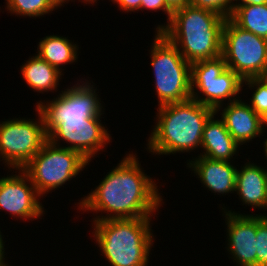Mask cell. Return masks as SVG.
<instances>
[{"instance_id":"cell-1","label":"cell","mask_w":267,"mask_h":266,"mask_svg":"<svg viewBox=\"0 0 267 266\" xmlns=\"http://www.w3.org/2000/svg\"><path fill=\"white\" fill-rule=\"evenodd\" d=\"M135 152L127 151L99 184L94 185V189L74 202V208L77 207L78 211L76 213H92L94 217L90 222L141 217L159 219V209L165 205L164 194L160 189L165 185L159 183V178L156 181L154 176L145 173L139 155Z\"/></svg>"},{"instance_id":"cell-2","label":"cell","mask_w":267,"mask_h":266,"mask_svg":"<svg viewBox=\"0 0 267 266\" xmlns=\"http://www.w3.org/2000/svg\"><path fill=\"white\" fill-rule=\"evenodd\" d=\"M154 109L157 115H154L155 124L146 138L145 151L154 158L177 153L192 155L185 163L196 157L201 149L205 123L215 110L192 98Z\"/></svg>"},{"instance_id":"cell-3","label":"cell","mask_w":267,"mask_h":266,"mask_svg":"<svg viewBox=\"0 0 267 266\" xmlns=\"http://www.w3.org/2000/svg\"><path fill=\"white\" fill-rule=\"evenodd\" d=\"M152 218L155 219L141 217L92 222L90 239L93 237L100 259L104 258L109 266H148L156 243Z\"/></svg>"},{"instance_id":"cell-4","label":"cell","mask_w":267,"mask_h":266,"mask_svg":"<svg viewBox=\"0 0 267 266\" xmlns=\"http://www.w3.org/2000/svg\"><path fill=\"white\" fill-rule=\"evenodd\" d=\"M226 18L192 5L173 11L170 22L160 31L190 64L221 56Z\"/></svg>"},{"instance_id":"cell-5","label":"cell","mask_w":267,"mask_h":266,"mask_svg":"<svg viewBox=\"0 0 267 266\" xmlns=\"http://www.w3.org/2000/svg\"><path fill=\"white\" fill-rule=\"evenodd\" d=\"M149 58L157 107L191 98V64L161 32H154Z\"/></svg>"},{"instance_id":"cell-6","label":"cell","mask_w":267,"mask_h":266,"mask_svg":"<svg viewBox=\"0 0 267 266\" xmlns=\"http://www.w3.org/2000/svg\"><path fill=\"white\" fill-rule=\"evenodd\" d=\"M89 76L77 77L76 81L65 85L66 88L53 99L36 101L35 106L42 114L47 135L65 121H84L85 119H104L105 102L97 89V84ZM72 84V85H71ZM98 91V92H97ZM101 97V98H100ZM48 99V100H47ZM102 100V101H101Z\"/></svg>"},{"instance_id":"cell-7","label":"cell","mask_w":267,"mask_h":266,"mask_svg":"<svg viewBox=\"0 0 267 266\" xmlns=\"http://www.w3.org/2000/svg\"><path fill=\"white\" fill-rule=\"evenodd\" d=\"M88 161L80 152L61 147L47 140L42 149L22 168L30 177L39 195L45 200L48 194L64 188L78 178ZM72 180V181H71Z\"/></svg>"},{"instance_id":"cell-8","label":"cell","mask_w":267,"mask_h":266,"mask_svg":"<svg viewBox=\"0 0 267 266\" xmlns=\"http://www.w3.org/2000/svg\"><path fill=\"white\" fill-rule=\"evenodd\" d=\"M36 117H11L0 121V162L3 169H22L48 140L44 120L35 107Z\"/></svg>"},{"instance_id":"cell-9","label":"cell","mask_w":267,"mask_h":266,"mask_svg":"<svg viewBox=\"0 0 267 266\" xmlns=\"http://www.w3.org/2000/svg\"><path fill=\"white\" fill-rule=\"evenodd\" d=\"M242 83L222 56L191 63V98L214 110L241 99Z\"/></svg>"},{"instance_id":"cell-10","label":"cell","mask_w":267,"mask_h":266,"mask_svg":"<svg viewBox=\"0 0 267 266\" xmlns=\"http://www.w3.org/2000/svg\"><path fill=\"white\" fill-rule=\"evenodd\" d=\"M221 56L243 80L267 77V39L240 28L230 18L223 27Z\"/></svg>"},{"instance_id":"cell-11","label":"cell","mask_w":267,"mask_h":266,"mask_svg":"<svg viewBox=\"0 0 267 266\" xmlns=\"http://www.w3.org/2000/svg\"><path fill=\"white\" fill-rule=\"evenodd\" d=\"M4 170L7 175L0 176V212H6L13 220L16 218L21 222L42 220L47 213L42 203L44 199L30 177L22 169Z\"/></svg>"},{"instance_id":"cell-12","label":"cell","mask_w":267,"mask_h":266,"mask_svg":"<svg viewBox=\"0 0 267 266\" xmlns=\"http://www.w3.org/2000/svg\"><path fill=\"white\" fill-rule=\"evenodd\" d=\"M111 135L113 134L103 119H85L58 124L48 134V140L55 145L76 150L88 161L93 162V159L99 157L97 155L106 152V147L111 145Z\"/></svg>"},{"instance_id":"cell-13","label":"cell","mask_w":267,"mask_h":266,"mask_svg":"<svg viewBox=\"0 0 267 266\" xmlns=\"http://www.w3.org/2000/svg\"><path fill=\"white\" fill-rule=\"evenodd\" d=\"M222 213L224 231L226 232L225 249L227 257L236 266H257V214L246 211H235L226 207L224 203L219 204ZM246 212V214H245Z\"/></svg>"},{"instance_id":"cell-14","label":"cell","mask_w":267,"mask_h":266,"mask_svg":"<svg viewBox=\"0 0 267 266\" xmlns=\"http://www.w3.org/2000/svg\"><path fill=\"white\" fill-rule=\"evenodd\" d=\"M237 162L196 156L190 159L185 166L193 172L191 175L194 174V177L198 178L201 187L211 191L214 196L217 194L224 197L229 193L233 195L235 193Z\"/></svg>"},{"instance_id":"cell-15","label":"cell","mask_w":267,"mask_h":266,"mask_svg":"<svg viewBox=\"0 0 267 266\" xmlns=\"http://www.w3.org/2000/svg\"><path fill=\"white\" fill-rule=\"evenodd\" d=\"M215 112L223 120L228 132L240 145L241 149L242 147H248L249 143L253 142L254 139L267 137L262 128L261 117L243 98L221 105Z\"/></svg>"},{"instance_id":"cell-16","label":"cell","mask_w":267,"mask_h":266,"mask_svg":"<svg viewBox=\"0 0 267 266\" xmlns=\"http://www.w3.org/2000/svg\"><path fill=\"white\" fill-rule=\"evenodd\" d=\"M244 164L238 165L236 172L235 194L238 200L244 206L254 212L260 209L263 214L267 210V175L264 165L254 163L249 158ZM241 167V168H239Z\"/></svg>"},{"instance_id":"cell-17","label":"cell","mask_w":267,"mask_h":266,"mask_svg":"<svg viewBox=\"0 0 267 266\" xmlns=\"http://www.w3.org/2000/svg\"><path fill=\"white\" fill-rule=\"evenodd\" d=\"M240 145L228 132L223 120L214 112L205 123L198 156L213 160L236 161L241 154Z\"/></svg>"},{"instance_id":"cell-18","label":"cell","mask_w":267,"mask_h":266,"mask_svg":"<svg viewBox=\"0 0 267 266\" xmlns=\"http://www.w3.org/2000/svg\"><path fill=\"white\" fill-rule=\"evenodd\" d=\"M32 55L20 66V77L25 81L27 87L31 88L35 93L37 92L38 95L40 93L42 95L44 93L46 95L47 93H52L53 95L51 96L58 94L62 91V89L59 90V87H61L60 83L63 82L61 79H64L62 77L64 74L60 73L45 60H42L38 55Z\"/></svg>"},{"instance_id":"cell-19","label":"cell","mask_w":267,"mask_h":266,"mask_svg":"<svg viewBox=\"0 0 267 266\" xmlns=\"http://www.w3.org/2000/svg\"><path fill=\"white\" fill-rule=\"evenodd\" d=\"M37 44L35 54L62 74L66 73L64 72L66 69H63L66 68L65 65H75L76 62L78 63V58H80L81 51L79 48L81 46L75 40H70L68 36L55 35L54 33L52 35L47 34V36L40 38Z\"/></svg>"},{"instance_id":"cell-20","label":"cell","mask_w":267,"mask_h":266,"mask_svg":"<svg viewBox=\"0 0 267 266\" xmlns=\"http://www.w3.org/2000/svg\"><path fill=\"white\" fill-rule=\"evenodd\" d=\"M230 19L240 28L267 39V3L235 5Z\"/></svg>"},{"instance_id":"cell-21","label":"cell","mask_w":267,"mask_h":266,"mask_svg":"<svg viewBox=\"0 0 267 266\" xmlns=\"http://www.w3.org/2000/svg\"><path fill=\"white\" fill-rule=\"evenodd\" d=\"M3 7L10 16L19 18H43L45 15H52L58 10L50 0H5ZM55 11V12H54Z\"/></svg>"},{"instance_id":"cell-22","label":"cell","mask_w":267,"mask_h":266,"mask_svg":"<svg viewBox=\"0 0 267 266\" xmlns=\"http://www.w3.org/2000/svg\"><path fill=\"white\" fill-rule=\"evenodd\" d=\"M246 87V89H245ZM248 89V90H247ZM247 90V91H245ZM250 90V92H248ZM242 98L260 116L267 112V77L248 78L242 83ZM244 93L246 95H244ZM251 95L248 99H244Z\"/></svg>"},{"instance_id":"cell-23","label":"cell","mask_w":267,"mask_h":266,"mask_svg":"<svg viewBox=\"0 0 267 266\" xmlns=\"http://www.w3.org/2000/svg\"><path fill=\"white\" fill-rule=\"evenodd\" d=\"M257 266H267V219L262 213L257 214Z\"/></svg>"},{"instance_id":"cell-24","label":"cell","mask_w":267,"mask_h":266,"mask_svg":"<svg viewBox=\"0 0 267 266\" xmlns=\"http://www.w3.org/2000/svg\"><path fill=\"white\" fill-rule=\"evenodd\" d=\"M236 0H190L189 4L211 10L228 19L232 16Z\"/></svg>"},{"instance_id":"cell-25","label":"cell","mask_w":267,"mask_h":266,"mask_svg":"<svg viewBox=\"0 0 267 266\" xmlns=\"http://www.w3.org/2000/svg\"><path fill=\"white\" fill-rule=\"evenodd\" d=\"M144 10L151 13L162 11L163 13L161 14H166V21L162 24L160 22L158 25H155V32H160L170 22L173 13V11L166 5L164 0H142L141 8L138 12H143Z\"/></svg>"},{"instance_id":"cell-26","label":"cell","mask_w":267,"mask_h":266,"mask_svg":"<svg viewBox=\"0 0 267 266\" xmlns=\"http://www.w3.org/2000/svg\"><path fill=\"white\" fill-rule=\"evenodd\" d=\"M115 4L119 11L124 13H138L141 8V1L142 0H109V2Z\"/></svg>"},{"instance_id":"cell-27","label":"cell","mask_w":267,"mask_h":266,"mask_svg":"<svg viewBox=\"0 0 267 266\" xmlns=\"http://www.w3.org/2000/svg\"><path fill=\"white\" fill-rule=\"evenodd\" d=\"M1 228V227H0ZM4 236L5 235H3V233H2V231H1V229H0V264H10L7 260V258H9V257H7V253H8V251L6 252L5 250H6V248H4V247H6L5 245V243H6V241H4V240H6V238L4 239ZM6 255V256H5Z\"/></svg>"},{"instance_id":"cell-28","label":"cell","mask_w":267,"mask_h":266,"mask_svg":"<svg viewBox=\"0 0 267 266\" xmlns=\"http://www.w3.org/2000/svg\"><path fill=\"white\" fill-rule=\"evenodd\" d=\"M166 5L172 10L183 8L189 5L190 0H164Z\"/></svg>"},{"instance_id":"cell-29","label":"cell","mask_w":267,"mask_h":266,"mask_svg":"<svg viewBox=\"0 0 267 266\" xmlns=\"http://www.w3.org/2000/svg\"><path fill=\"white\" fill-rule=\"evenodd\" d=\"M265 3H267V0H236L235 5H259Z\"/></svg>"},{"instance_id":"cell-30","label":"cell","mask_w":267,"mask_h":266,"mask_svg":"<svg viewBox=\"0 0 267 266\" xmlns=\"http://www.w3.org/2000/svg\"><path fill=\"white\" fill-rule=\"evenodd\" d=\"M52 2V4L57 8V9H61L62 6L64 7L65 5L67 6V4H69L70 2H75V0H50ZM77 2V0H76Z\"/></svg>"},{"instance_id":"cell-31","label":"cell","mask_w":267,"mask_h":266,"mask_svg":"<svg viewBox=\"0 0 267 266\" xmlns=\"http://www.w3.org/2000/svg\"><path fill=\"white\" fill-rule=\"evenodd\" d=\"M100 0H78V2L83 3L84 6H93L97 5ZM103 1V0H102Z\"/></svg>"},{"instance_id":"cell-32","label":"cell","mask_w":267,"mask_h":266,"mask_svg":"<svg viewBox=\"0 0 267 266\" xmlns=\"http://www.w3.org/2000/svg\"><path fill=\"white\" fill-rule=\"evenodd\" d=\"M262 143H263V144H261V145H263V147H262L263 150L262 151H263V153L265 155V156H263L264 157L263 159H266V162H267V138H264ZM264 165L267 166V163H264Z\"/></svg>"},{"instance_id":"cell-33","label":"cell","mask_w":267,"mask_h":266,"mask_svg":"<svg viewBox=\"0 0 267 266\" xmlns=\"http://www.w3.org/2000/svg\"><path fill=\"white\" fill-rule=\"evenodd\" d=\"M262 119V128H263V131H264V134L267 133V112L264 116L261 117Z\"/></svg>"},{"instance_id":"cell-34","label":"cell","mask_w":267,"mask_h":266,"mask_svg":"<svg viewBox=\"0 0 267 266\" xmlns=\"http://www.w3.org/2000/svg\"><path fill=\"white\" fill-rule=\"evenodd\" d=\"M0 266H13V264H0Z\"/></svg>"},{"instance_id":"cell-35","label":"cell","mask_w":267,"mask_h":266,"mask_svg":"<svg viewBox=\"0 0 267 266\" xmlns=\"http://www.w3.org/2000/svg\"><path fill=\"white\" fill-rule=\"evenodd\" d=\"M267 211V210H266ZM267 219V212L262 214Z\"/></svg>"}]
</instances>
